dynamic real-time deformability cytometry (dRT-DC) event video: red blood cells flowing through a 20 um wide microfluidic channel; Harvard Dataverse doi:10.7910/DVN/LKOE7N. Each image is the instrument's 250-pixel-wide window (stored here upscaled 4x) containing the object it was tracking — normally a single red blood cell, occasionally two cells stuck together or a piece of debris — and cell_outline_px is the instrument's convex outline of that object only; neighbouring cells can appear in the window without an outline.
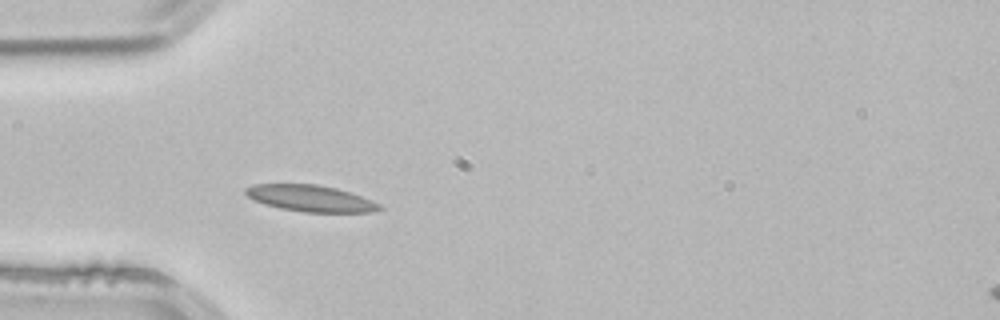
{"species": "common noctule bat (a hibernating species)", "species_latin": "Nyctalus noctula", "temperature_condition": "room temperature", "stored_images_in_passage": 2, "segment_of_instrument_passage": [1, 2], "camera_frame_rate_fps": 3000, "um_per_image_px": 0.085, "animal": {"sex": "male", "body_mass_g": 21.5, "forearm_length_mm": 52.0}, "frame": {"image": 1, "passage_image": 1, "time_ms": 0.0, "image_size_px": [1000, 320], "cell_outline_px": [[384, 208], [372, 212], [304, 212], [280, 208], [264, 204], [248, 196], [244, 192], [244, 188], [256, 184], [316, 184], [336, 188], [372, 200], [380, 204]], "centroid_in_image_um": [26.4, 16.86], "position_along_channel_um": 58.6, "area_um2": 20.46}}